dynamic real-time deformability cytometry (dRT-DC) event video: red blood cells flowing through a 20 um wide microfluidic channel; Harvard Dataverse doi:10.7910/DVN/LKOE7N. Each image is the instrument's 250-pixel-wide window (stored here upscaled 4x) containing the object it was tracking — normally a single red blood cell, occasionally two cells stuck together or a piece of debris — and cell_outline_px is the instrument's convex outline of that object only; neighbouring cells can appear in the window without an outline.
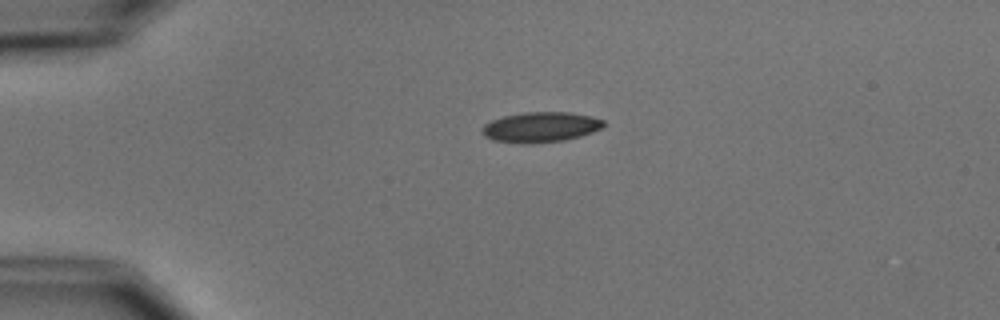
{"species": "common noctule bat (a hibernating species)", "species_latin": "Nyctalus noctula", "temperature_condition": "cold", "stored_images_in_passage": 2, "camera_frame_rate_fps": 3000, "um_per_image_px": 0.085, "animal": {"sex": "male", "body_mass_g": 15.6}, "frame": {"image": 1, "passage_image": 1, "time_ms": 0.0, "image_size_px": [1000, 320], "cell_outline_px": [[604, 124], [600, 128], [592, 132], [580, 136], [564, 140], [528, 144], [524, 144], [492, 140], [484, 136], [480, 132], [484, 124], [492, 120], [504, 116], [524, 112], [568, 112], [588, 116], [604, 120]], "centroid_in_image_um": [45.9, 10.81], "position_along_channel_um": 39.1, "area_um2": 21.33}}